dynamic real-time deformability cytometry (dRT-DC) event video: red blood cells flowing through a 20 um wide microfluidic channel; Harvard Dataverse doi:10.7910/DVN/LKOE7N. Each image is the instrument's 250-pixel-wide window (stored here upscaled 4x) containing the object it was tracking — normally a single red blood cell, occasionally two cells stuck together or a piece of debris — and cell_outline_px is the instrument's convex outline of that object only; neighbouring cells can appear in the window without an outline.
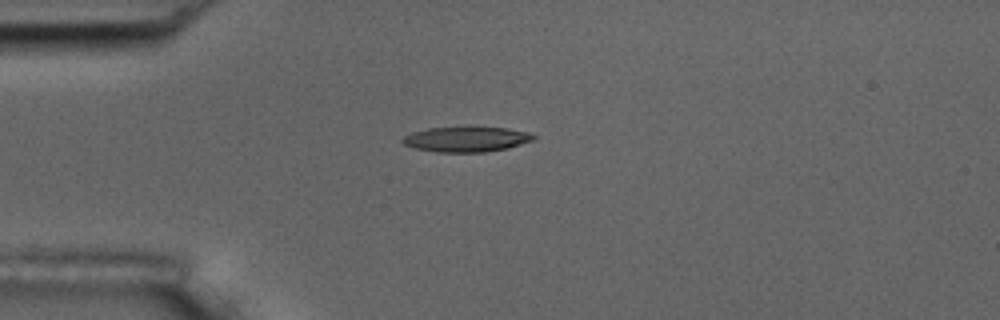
{"species": "common noctule bat (a hibernating species)", "species_latin": "Nyctalus noctula", "temperature_condition": "room temperature", "stored_images_in_passage": 3, "camera_frame_rate_fps": 3000, "um_per_image_px": 0.085, "animal": {"sex": "male", "body_mass_g": 17.5, "forearm_length_mm": 52.3}, "frame": {"image": 1, "passage_image": 1, "time_ms": 0.0, "image_size_px": [1000, 320], "cell_outline_px": [[536, 140], [508, 148], [484, 152], [436, 152], [412, 148], [404, 144], [400, 140], [404, 136], [412, 132], [428, 128], [468, 124], [472, 124], [508, 128], [528, 132], [536, 136]], "centroid_in_image_um": [39.65, 11.79], "position_along_channel_um": 45.3, "area_um2": 20.35}}
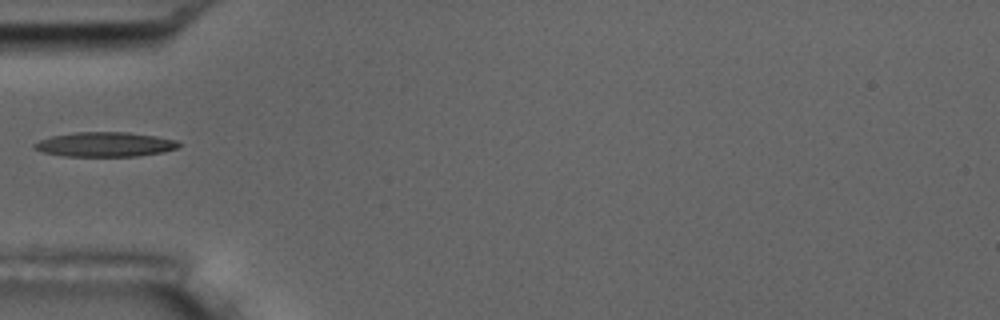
{"frame": {"image": 2, "passage_image": 2, "time_ms": 1.333, "image_size_px": [1000, 320], "cell_outline_px": [[180, 144], [176, 148], [164, 152], [136, 156], [64, 156], [44, 152], [32, 148], [32, 144], [40, 140], [52, 136], [72, 132], [128, 132], [156, 136], [176, 140]], "centroid_in_image_um": [8.9, 12.27], "position_along_channel_um": 76.1, "area_um2": 20.69}}